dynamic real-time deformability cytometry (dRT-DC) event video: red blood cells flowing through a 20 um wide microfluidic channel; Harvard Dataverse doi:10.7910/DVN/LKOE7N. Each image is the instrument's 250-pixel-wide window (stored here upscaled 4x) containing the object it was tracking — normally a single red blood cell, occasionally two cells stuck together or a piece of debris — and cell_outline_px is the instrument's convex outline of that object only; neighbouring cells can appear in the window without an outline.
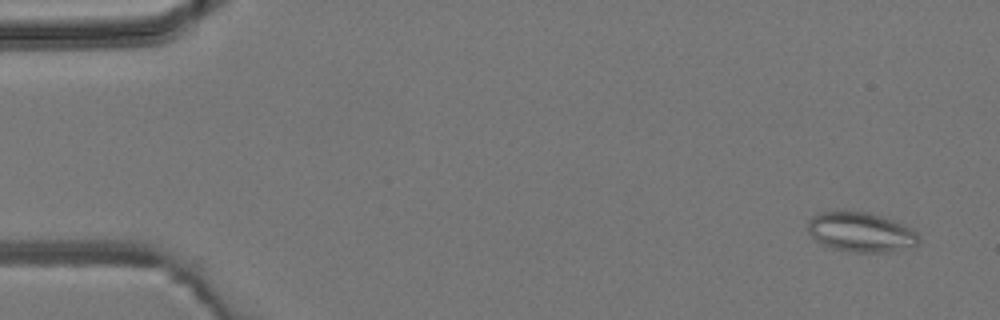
{"species": "common noctule bat (a hibernating species)", "species_latin": "Nyctalus noctula", "temperature_condition": "room temperature", "stored_images_in_passage": 5, "camera_frame_rate_fps": 3000, "um_per_image_px": 0.085, "animal": {"sex": "male", "body_mass_g": 19.2, "forearm_length_mm": 51.8}, "frame": {"image": 1, "passage_image": 1, "time_ms": 0.0, "image_size_px": [1000, 320], "cell_outline_px": [[920, 244], [888, 252], [856, 252], [832, 248], [816, 240], [808, 232], [808, 220], [812, 216], [820, 212], [868, 212], [892, 220], [912, 228], [920, 236]], "centroid_in_image_um": [73.19, 19.73], "position_along_channel_um": 11.8, "area_um2": 25.37}}